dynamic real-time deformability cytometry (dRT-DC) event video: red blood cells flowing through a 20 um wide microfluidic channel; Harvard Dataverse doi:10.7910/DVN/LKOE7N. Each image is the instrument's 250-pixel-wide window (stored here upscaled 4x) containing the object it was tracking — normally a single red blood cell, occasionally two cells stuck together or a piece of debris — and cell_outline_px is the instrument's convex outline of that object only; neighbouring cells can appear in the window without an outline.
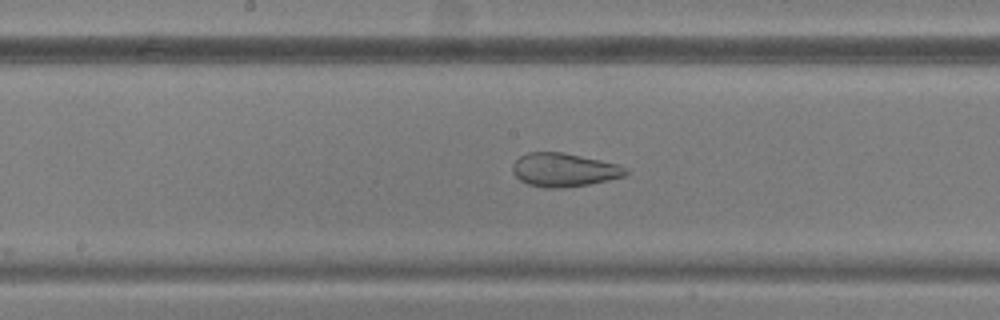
{"species": "common noctule bat (a hibernating species)", "species_latin": "Nyctalus noctula", "temperature_condition": "warm", "stored_images_in_passage": 22, "camera_frame_rate_fps": 3000, "um_per_image_px": 0.085, "animal": {"sex": "male", "body_mass_g": 20.5, "forearm_length_mm": 52.5}, "frame": {"image": 1, "passage_image": 10, "time_ms": 3.0, "image_size_px": [1000, 320], "cell_outline_px": [[632, 172], [624, 176], [608, 180], [588, 184], [556, 188], [544, 188], [528, 184], [520, 180], [512, 172], [512, 164], [520, 156], [528, 152], [560, 152], [600, 160], [616, 164]], "centroid_in_image_um": [47.91, 14.44], "position_along_channel_um": 200.3, "area_um2": 21.91}}